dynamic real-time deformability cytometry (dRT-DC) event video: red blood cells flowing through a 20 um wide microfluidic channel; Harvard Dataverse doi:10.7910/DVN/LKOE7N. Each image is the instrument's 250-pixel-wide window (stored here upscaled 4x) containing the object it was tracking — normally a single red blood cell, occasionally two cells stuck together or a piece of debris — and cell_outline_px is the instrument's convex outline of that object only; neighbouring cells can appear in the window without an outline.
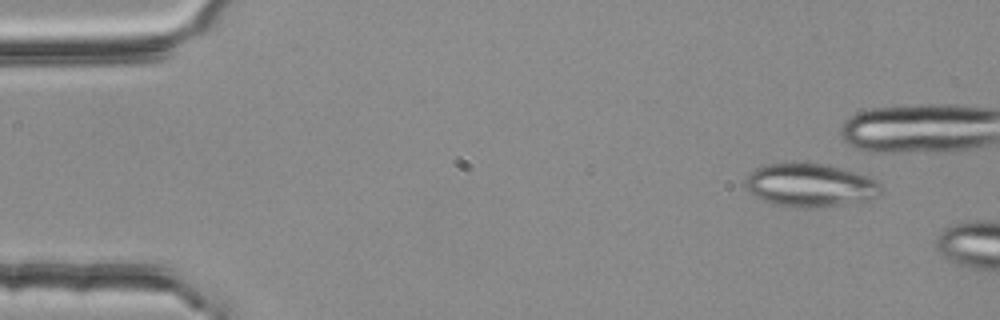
{"species": "common noctule bat (a hibernating species)", "species_latin": "Nyctalus noctula", "temperature_condition": "room temperature", "stored_images_in_passage": 5, "camera_frame_rate_fps": 3000, "um_per_image_px": 0.085, "animal": {"sex": "female", "body_mass_g": 25.1}, "frame": {"image": 1, "passage_image": 1, "time_ms": 0.0, "image_size_px": [1000, 320], "cell_outline_px": [[880, 188], [876, 196], [872, 200], [816, 208], [796, 208], [772, 204], [756, 196], [748, 188], [748, 172], [756, 168], [768, 164], [820, 164], [856, 172], [868, 176], [876, 180], [880, 184]], "centroid_in_image_um": [68.9, 15.77], "position_along_channel_um": 16.1, "area_um2": 33.64}}